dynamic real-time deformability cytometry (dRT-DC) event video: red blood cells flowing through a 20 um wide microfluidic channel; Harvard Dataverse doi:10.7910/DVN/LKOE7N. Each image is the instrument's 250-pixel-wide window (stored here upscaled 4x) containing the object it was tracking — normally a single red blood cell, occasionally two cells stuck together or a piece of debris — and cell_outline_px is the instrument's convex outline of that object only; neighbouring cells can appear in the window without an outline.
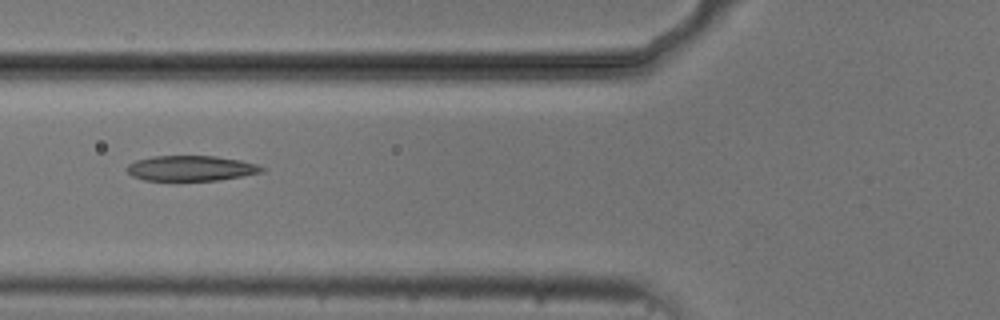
{"species": "common noctule bat (a hibernating species)", "species_latin": "Nyctalus noctula", "temperature_condition": "cold", "stored_images_in_passage": 6, "camera_frame_rate_fps": 3000, "um_per_image_px": 0.085, "animal": {"sex": "male", "body_mass_g": 20.5, "forearm_length_mm": 52.5}, "frame": {"image": 1, "passage_image": 6, "time_ms": 5.667, "image_size_px": [1000, 320], "cell_outline_px": [[264, 172], [220, 180], [144, 180], [132, 176], [128, 172], [128, 164], [136, 160], [152, 156], [216, 156], [240, 160], [256, 164], [264, 168]], "centroid_in_image_um": [16.24, 14.3], "position_along_channel_um": 109.6, "area_um2": 19.77}}